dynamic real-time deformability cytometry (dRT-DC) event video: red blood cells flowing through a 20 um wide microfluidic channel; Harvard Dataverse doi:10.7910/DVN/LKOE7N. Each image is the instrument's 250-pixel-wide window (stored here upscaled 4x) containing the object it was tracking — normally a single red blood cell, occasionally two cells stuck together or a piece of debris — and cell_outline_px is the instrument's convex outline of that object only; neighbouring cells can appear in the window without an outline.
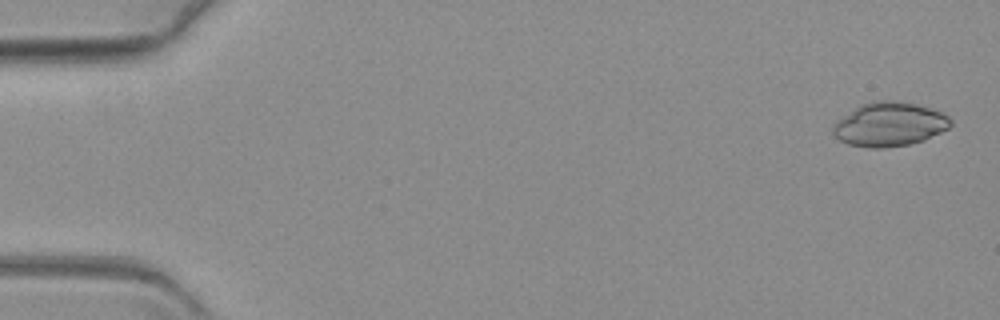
{"species": "common noctule bat (a hibernating species)", "species_latin": "Nyctalus noctula", "temperature_condition": "warm", "stored_images_in_passage": 58, "camera_frame_rate_fps": 3000, "um_per_image_px": 0.085, "animal": {"sex": "female", "body_mass_g": 19.3, "forearm_length_mm": 54.1}, "frame": {"image": 1, "passage_image": 2, "time_ms": 0.333, "image_size_px": [1000, 320], "cell_outline_px": [[952, 124], [948, 128], [924, 140], [908, 144], [884, 148], [868, 148], [848, 144], [832, 136], [832, 124], [836, 120], [860, 104], [872, 100], [900, 100], [932, 108], [948, 116], [952, 120]], "centroid_in_image_um": [75.56, 10.55], "position_along_channel_um": 9.4, "area_um2": 30.58}}